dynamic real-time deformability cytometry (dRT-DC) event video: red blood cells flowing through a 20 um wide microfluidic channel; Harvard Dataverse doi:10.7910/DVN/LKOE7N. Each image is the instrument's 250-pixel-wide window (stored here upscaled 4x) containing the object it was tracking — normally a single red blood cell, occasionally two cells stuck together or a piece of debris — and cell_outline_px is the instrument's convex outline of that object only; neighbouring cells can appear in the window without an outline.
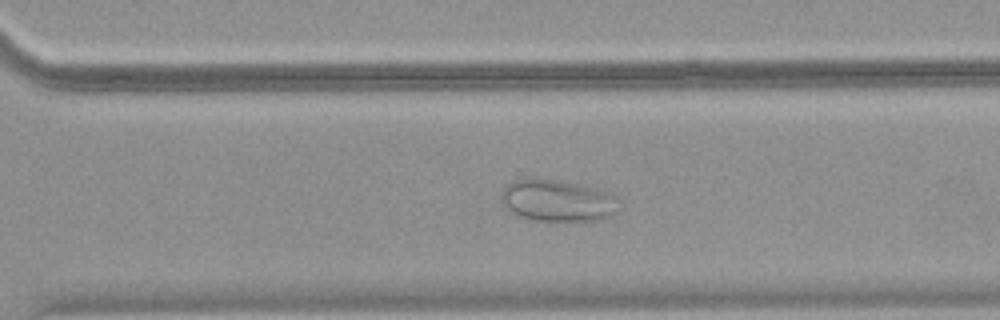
{"species": "common noctule bat (a hibernating species)", "species_latin": "Nyctalus noctula", "temperature_condition": "warm", "stored_images_in_passage": 39, "camera_frame_rate_fps": 3000, "um_per_image_px": 0.085, "animal": {"sex": "female", "body_mass_g": 18.4}, "frame": {"image": 1, "passage_image": 25, "time_ms": 8.0, "image_size_px": [1000, 320], "cell_outline_px": [[616, 212], [612, 216], [596, 220], [536, 220], [516, 216], [500, 200], [500, 192], [512, 180], [556, 180], [580, 184], [612, 192]], "centroid_in_image_um": [47.35, 17.06], "position_along_channel_um": 323.3, "area_um2": 28.09}}
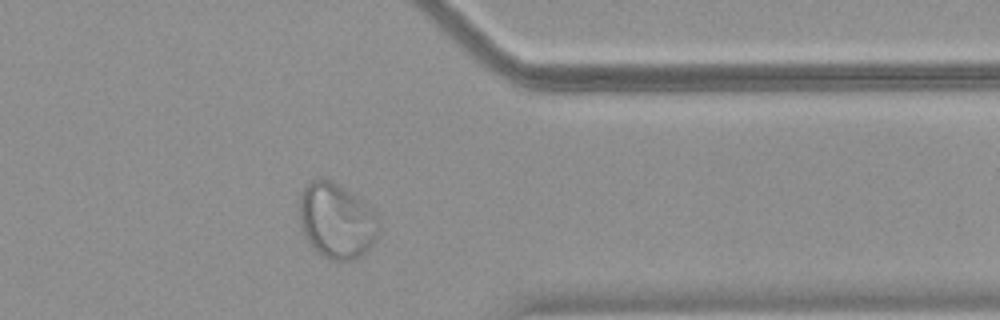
{"frame": {"image": 2, "passage_image": 30, "time_ms": 9.667, "image_size_px": [1000, 320], "cell_outline_px": [[380, 232], [368, 248], [360, 256], [352, 260], [332, 260], [316, 252], [304, 236], [300, 220], [300, 192], [316, 176], [324, 176], [332, 180], [344, 188], [372, 208], [376, 212], [380, 228]], "centroid_in_image_um": [28.6, 18.73], "position_along_channel_um": 382.8, "area_um2": 35.03}}
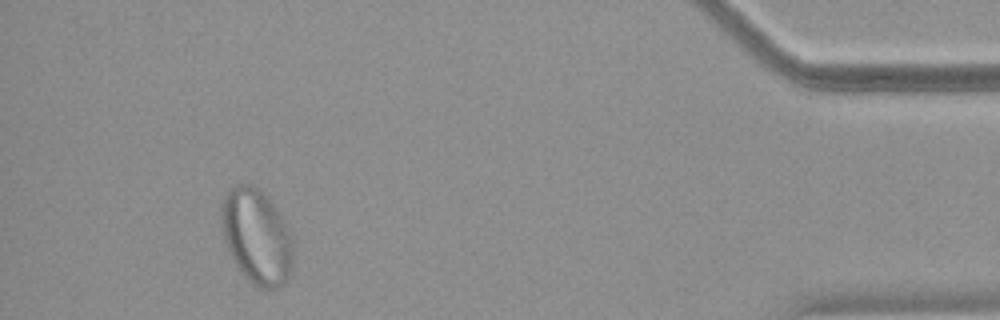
{"frame": {"image": 3, "passage_image": 36, "time_ms": 11.667, "image_size_px": [1000, 320], "cell_outline_px": [[292, 268], [284, 284], [276, 288], [260, 288], [248, 280], [240, 272], [228, 248], [224, 236], [220, 220], [220, 212], [224, 196], [228, 188], [236, 184], [252, 184], [276, 208], [288, 228], [292, 240]], "centroid_in_image_um": [21.79, 20.1], "position_along_channel_um": 413.4, "area_um2": 39.36}}